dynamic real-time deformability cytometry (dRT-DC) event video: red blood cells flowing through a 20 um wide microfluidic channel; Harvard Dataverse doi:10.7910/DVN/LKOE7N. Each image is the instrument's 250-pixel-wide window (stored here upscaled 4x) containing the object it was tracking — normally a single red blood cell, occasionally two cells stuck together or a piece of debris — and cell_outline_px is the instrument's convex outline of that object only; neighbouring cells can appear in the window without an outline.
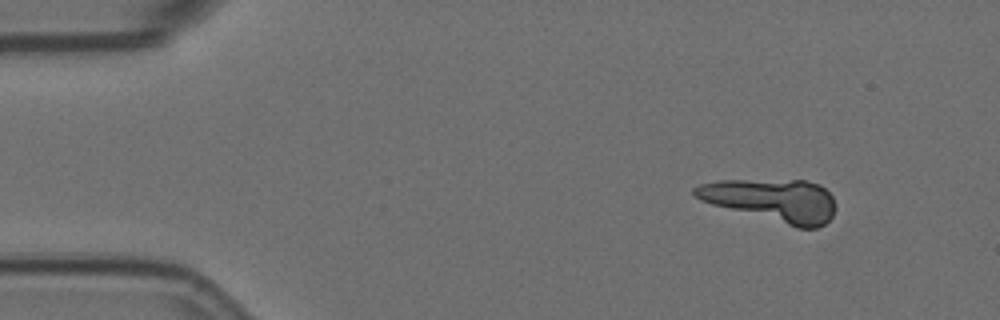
{"species": "Egyptian fruit bat (a non-hibernating species)", "species_latin": "Rousettus aegyptiacus", "temperature_condition": "room temperature", "stored_images_in_passage": 5, "segment_of_instrument_passage": [1, 2], "camera_frame_rate_fps": 3000, "um_per_image_px": 0.085, "animal": {"sex": "female"}, "frame": {"image": 1, "passage_image": 1, "time_ms": 0.0, "image_size_px": [1000, 320], "cell_outline_px": [[836, 208], [832, 216], [824, 224], [816, 228], [796, 228], [712, 204], [700, 200], [692, 192], [692, 188], [700, 184], [716, 180], [804, 180], [820, 184], [832, 196], [836, 204]], "centroid_in_image_um": [65.65, 17.02], "position_along_channel_um": 19.4, "area_um2": 35.26}}